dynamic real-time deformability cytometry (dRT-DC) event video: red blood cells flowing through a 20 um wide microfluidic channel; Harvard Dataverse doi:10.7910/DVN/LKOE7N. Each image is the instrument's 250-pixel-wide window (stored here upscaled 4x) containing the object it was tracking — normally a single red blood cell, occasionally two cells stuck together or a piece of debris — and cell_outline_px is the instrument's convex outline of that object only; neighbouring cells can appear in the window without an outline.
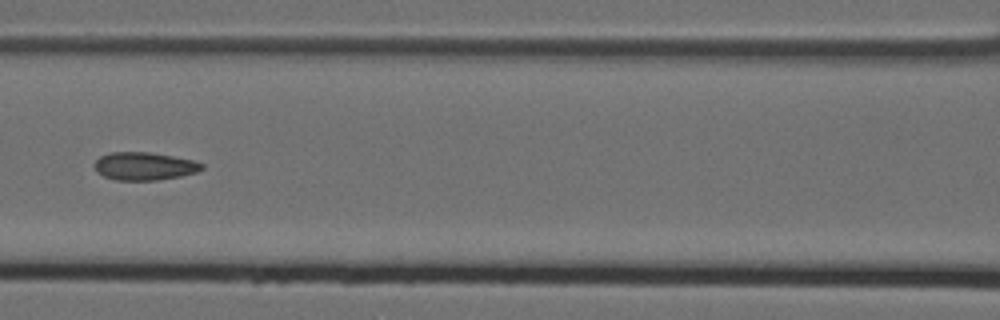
{"species": "Egyptian fruit bat (a non-hibernating species)", "species_latin": "Rousettus aegyptiacus", "temperature_condition": "cold", "stored_images_in_passage": 4, "camera_frame_rate_fps": 3000, "um_per_image_px": 0.085, "animal": {"sex": "female"}, "frame": {"image": 1, "passage_image": 3, "time_ms": 0.667, "image_size_px": [1000, 320], "cell_outline_px": [[204, 168], [196, 172], [180, 176], [156, 180], [116, 180], [104, 176], [96, 172], [92, 164], [100, 156], [112, 152], [148, 152], [172, 156], [192, 160], [204, 164]], "centroid_in_image_um": [12.23, 14.12], "position_along_channel_um": 154.4, "area_um2": 17.46}}